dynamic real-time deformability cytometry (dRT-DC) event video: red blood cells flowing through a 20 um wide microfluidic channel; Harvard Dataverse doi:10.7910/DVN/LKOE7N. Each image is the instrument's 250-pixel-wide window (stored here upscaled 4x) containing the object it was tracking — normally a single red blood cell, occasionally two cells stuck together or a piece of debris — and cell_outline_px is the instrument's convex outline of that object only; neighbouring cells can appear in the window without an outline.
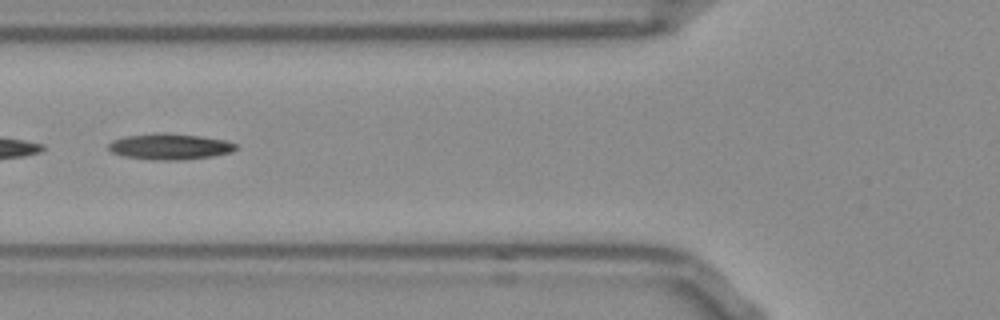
{"species": "Egyptian fruit bat (a non-hibernating species)", "species_latin": "Rousettus aegyptiacus", "temperature_condition": "room temperature", "stored_images_in_passage": 20, "segment_of_instrument_passage": [2, 2], "camera_frame_rate_fps": 3000, "um_per_image_px": 0.085, "frame": {"image": 1, "passage_image": 18, "time_ms": 5.667, "image_size_px": [1000, 320], "cell_outline_px": [[236, 148], [232, 152], [212, 156], [180, 160], [160, 160], [124, 156], [112, 152], [108, 148], [108, 144], [112, 140], [124, 136], [156, 132], [164, 132], [200, 136], [224, 140], [236, 144]], "centroid_in_image_um": [14.4, 12.44], "position_along_channel_um": 111.4, "area_um2": 19.25}}